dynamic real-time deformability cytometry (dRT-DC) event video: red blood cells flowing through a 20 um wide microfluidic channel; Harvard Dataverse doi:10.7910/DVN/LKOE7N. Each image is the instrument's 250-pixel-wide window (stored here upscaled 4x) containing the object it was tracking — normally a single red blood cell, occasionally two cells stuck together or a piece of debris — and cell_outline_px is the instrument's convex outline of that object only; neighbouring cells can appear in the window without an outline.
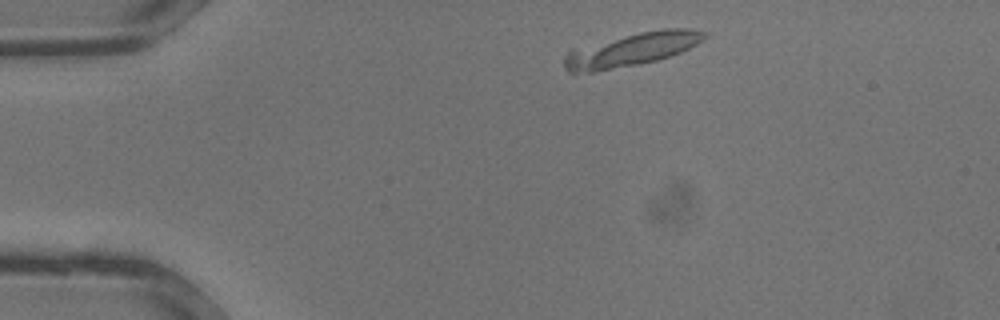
{"species": "common noctule bat (a hibernating species)", "species_latin": "Nyctalus noctula", "temperature_condition": "warm", "stored_images_in_passage": 30, "camera_frame_rate_fps": 3000, "um_per_image_px": 0.085, "animal": {"sex": "male", "body_mass_g": 13.3}, "frame": {"image": 1, "passage_image": 2, "time_ms": 0.333, "image_size_px": [1000, 320], "cell_outline_px": [[708, 36], [704, 40], [680, 52], [656, 60], [596, 72], [568, 72], [564, 68], [564, 56], [572, 48], [640, 32], [664, 28], [688, 28], [708, 32]], "centroid_in_image_um": [53.68, 4.2], "position_along_channel_um": 31.3, "area_um2": 26.93}}
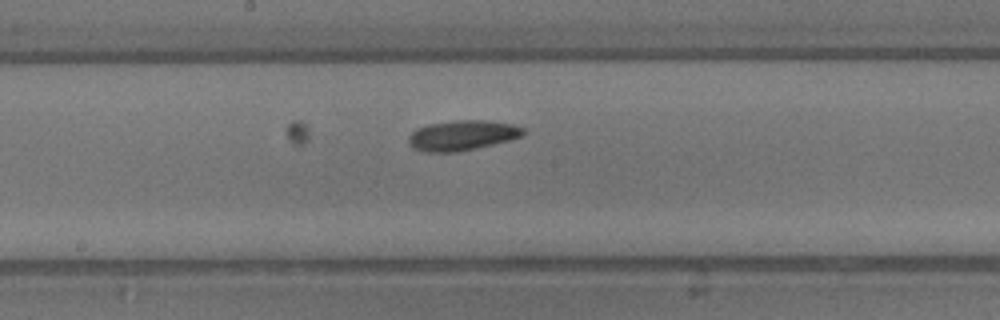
{"frame": {"image": 2, "passage_image": 14, "time_ms": 4.333, "image_size_px": [1000, 320], "cell_outline_px": [[524, 136], [476, 148], [456, 152], [424, 152], [412, 148], [408, 144], [408, 136], [416, 128], [428, 124], [456, 120], [484, 120], [512, 124], [524, 128]], "centroid_in_image_um": [39.24, 11.51], "position_along_channel_um": 209.0, "area_um2": 20.17}}
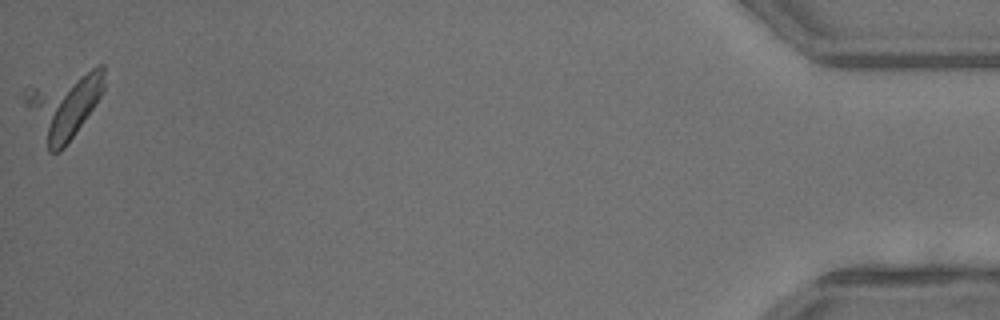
{"frame": {"image": 3, "passage_image": 30, "time_ms": 9.667, "image_size_px": [1000, 320], "cell_outline_px": [[104, 92], [76, 132], [64, 148], [60, 152], [48, 152], [20, 96], [24, 88], [100, 64], [104, 64]], "centroid_in_image_um": [5.39, 8.9], "position_along_channel_um": 429.8, "area_um2": 31.15}}